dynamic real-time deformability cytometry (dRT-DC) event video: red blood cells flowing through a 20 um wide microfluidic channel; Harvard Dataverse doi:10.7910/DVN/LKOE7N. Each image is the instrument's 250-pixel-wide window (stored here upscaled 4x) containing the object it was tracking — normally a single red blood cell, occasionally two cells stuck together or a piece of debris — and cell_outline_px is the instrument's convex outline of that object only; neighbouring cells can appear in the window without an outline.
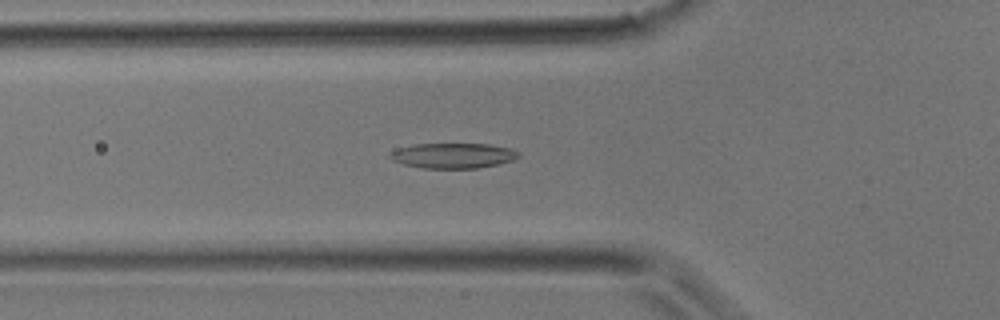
{"species": "common noctule bat (a hibernating species)", "species_latin": "Nyctalus noctula", "temperature_condition": "room temperature", "stored_images_in_passage": 23, "camera_frame_rate_fps": 3000, "um_per_image_px": 0.085, "animal": {"sex": "male", "body_mass_g": 17.9}, "frame": {"image": 1, "passage_image": 3, "time_ms": 0.667, "image_size_px": [1000, 320], "cell_outline_px": [[520, 156], [512, 160], [500, 164], [476, 168], [420, 168], [404, 164], [392, 160], [388, 156], [392, 152], [400, 148], [412, 144], [492, 144], [512, 148], [520, 152]], "centroid_in_image_um": [38.56, 13.22], "position_along_channel_um": 87.2, "area_um2": 18.96}}
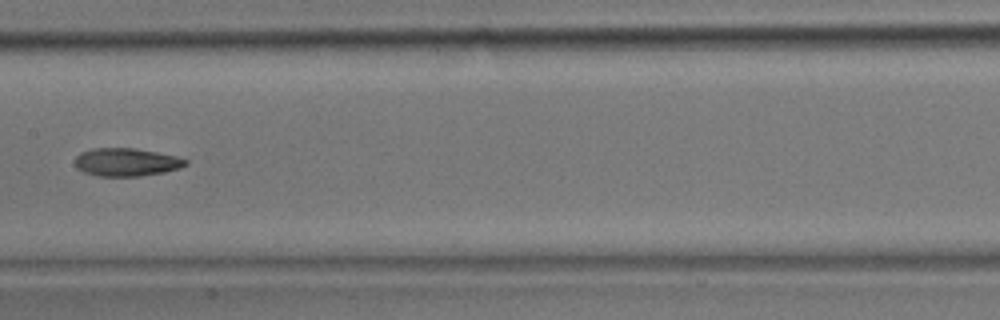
{"frame": {"image": 2, "passage_image": 9, "time_ms": 2.667, "image_size_px": [1000, 320], "cell_outline_px": [[188, 164], [180, 168], [164, 172], [140, 176], [96, 176], [84, 172], [76, 168], [76, 156], [80, 152], [92, 148], [136, 148], [176, 156], [188, 160]], "centroid_in_image_um": [10.74, 13.78], "position_along_channel_um": 196.7, "area_um2": 18.15}}
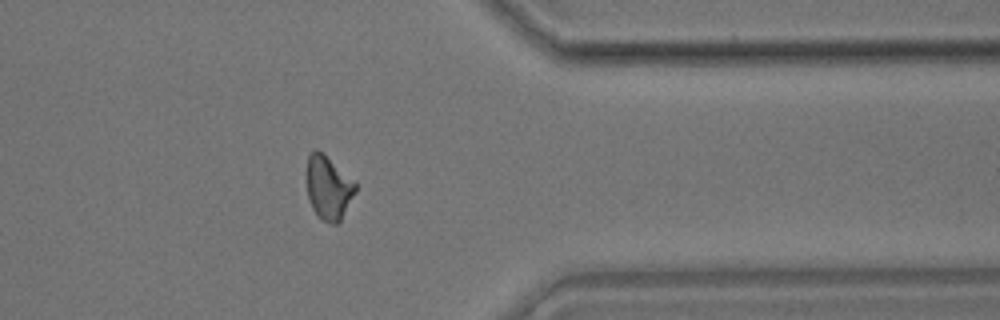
{"frame": {"image": 3, "passage_image": 20, "time_ms": 6.333, "image_size_px": [1000, 320], "cell_outline_px": [[356, 192], [340, 220], [336, 224], [332, 224], [320, 220], [316, 216], [308, 200], [308, 156], [316, 148], [324, 152], [356, 180]], "centroid_in_image_um": [27.95, 15.94], "position_along_channel_um": 383.5, "area_um2": 18.44}}